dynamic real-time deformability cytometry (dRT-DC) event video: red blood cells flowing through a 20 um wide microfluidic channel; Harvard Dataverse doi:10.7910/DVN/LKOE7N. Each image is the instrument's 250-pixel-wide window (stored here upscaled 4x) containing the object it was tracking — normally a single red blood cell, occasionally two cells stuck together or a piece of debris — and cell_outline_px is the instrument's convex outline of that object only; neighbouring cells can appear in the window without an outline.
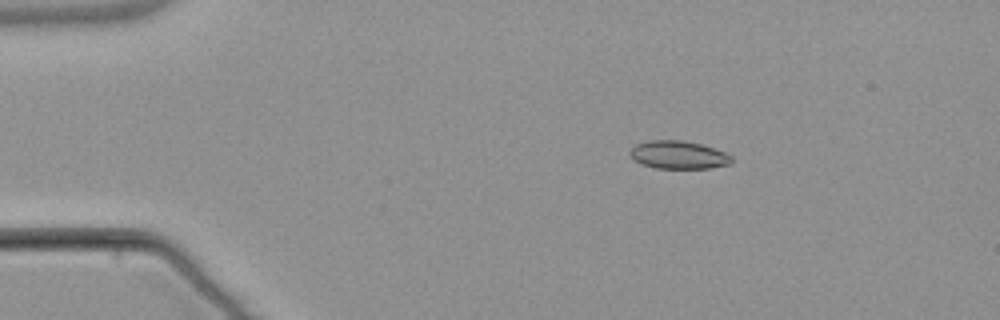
{"species": "common noctule bat (a hibernating species)", "species_latin": "Nyctalus noctula", "temperature_condition": "warm", "stored_images_in_passage": 5, "camera_frame_rate_fps": 3000, "um_per_image_px": 0.085, "animal": {"sex": "male", "body_mass_g": 21.5, "forearm_length_mm": 52.0}, "frame": {"image": 1, "passage_image": 2, "time_ms": 2.0, "image_size_px": [1000, 320], "cell_outline_px": [[732, 164], [708, 168], [656, 168], [640, 164], [628, 152], [636, 144], [648, 140], [684, 140], [700, 144], [724, 152], [732, 156]], "centroid_in_image_um": [57.66, 13.16], "position_along_channel_um": 27.3, "area_um2": 16.53}}